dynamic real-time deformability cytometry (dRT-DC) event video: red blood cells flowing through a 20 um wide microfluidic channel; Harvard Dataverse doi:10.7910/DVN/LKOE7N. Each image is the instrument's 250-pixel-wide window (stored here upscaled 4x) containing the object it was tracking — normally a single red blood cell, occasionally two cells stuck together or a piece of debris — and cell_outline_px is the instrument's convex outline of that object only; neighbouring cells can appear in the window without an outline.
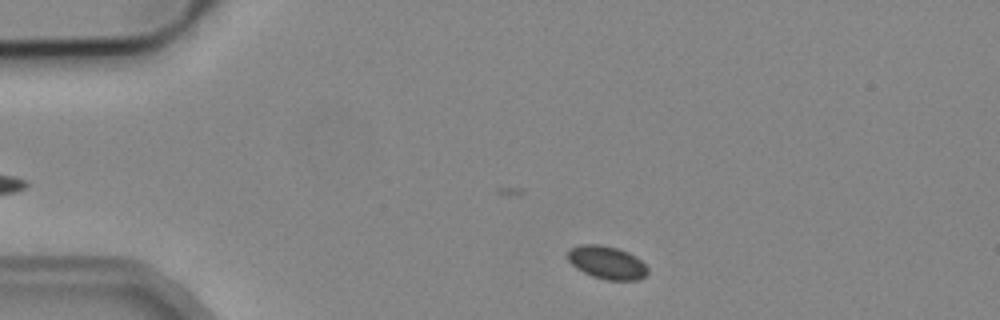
{"species": "common noctule bat (a hibernating species)", "species_latin": "Nyctalus noctula", "temperature_condition": "cold", "stored_images_in_passage": 29, "camera_frame_rate_fps": 3000, "um_per_image_px": 0.085, "animal": {"sex": "male", "body_mass_g": 19.2, "forearm_length_mm": 51.8}, "frame": {"image": 1, "passage_image": 3, "time_ms": 0.667, "image_size_px": [1000, 320], "cell_outline_px": [[648, 272], [640, 280], [608, 280], [592, 276], [576, 268], [568, 260], [568, 252], [572, 248], [580, 244], [600, 244], [616, 248], [628, 252], [636, 256], [648, 268]], "centroid_in_image_um": [51.6, 22.31], "position_along_channel_um": 33.4, "area_um2": 15.32}}
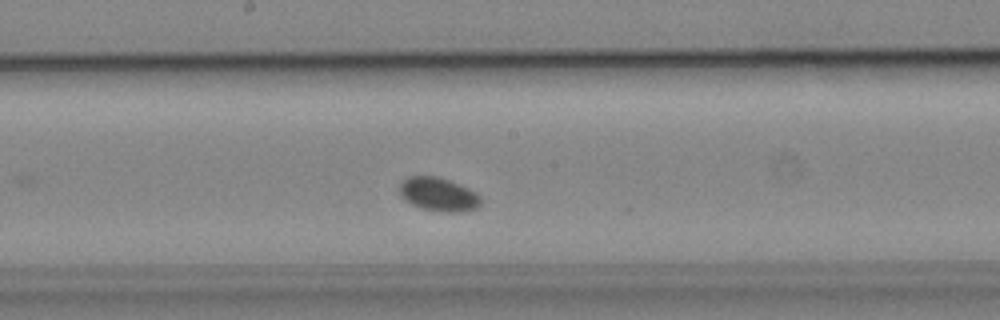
{"frame": {"image": 2, "passage_image": 21, "time_ms": 6.667, "image_size_px": [1000, 320], "cell_outline_px": [[480, 204], [476, 208], [464, 212], [440, 212], [420, 208], [412, 204], [400, 196], [400, 184], [408, 176], [440, 176], [460, 184], [476, 192], [480, 196]], "centroid_in_image_um": [37.28, 16.52], "position_along_channel_um": 210.9, "area_um2": 16.07}}
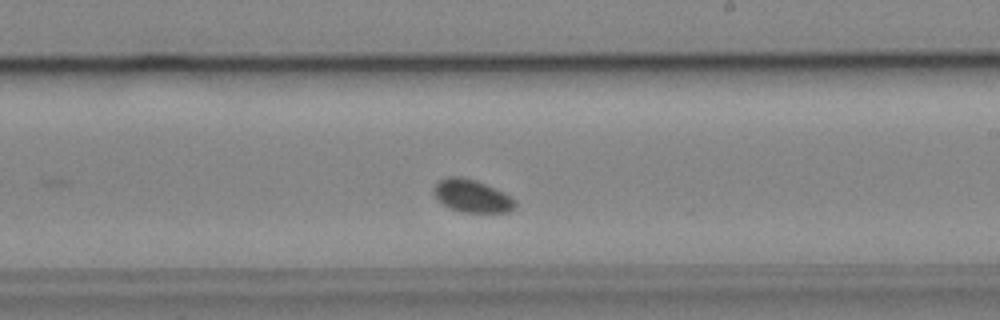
{"frame": {"image": 3, "passage_image": 24, "time_ms": 7.667, "image_size_px": [1000, 320], "cell_outline_px": [[516, 208], [508, 212], [460, 212], [444, 204], [436, 196], [432, 188], [436, 180], [448, 176], [460, 176], [476, 180], [504, 192], [512, 196], [516, 200]], "centroid_in_image_um": [40.13, 16.64], "position_along_channel_um": 248.9, "area_um2": 15.66}}